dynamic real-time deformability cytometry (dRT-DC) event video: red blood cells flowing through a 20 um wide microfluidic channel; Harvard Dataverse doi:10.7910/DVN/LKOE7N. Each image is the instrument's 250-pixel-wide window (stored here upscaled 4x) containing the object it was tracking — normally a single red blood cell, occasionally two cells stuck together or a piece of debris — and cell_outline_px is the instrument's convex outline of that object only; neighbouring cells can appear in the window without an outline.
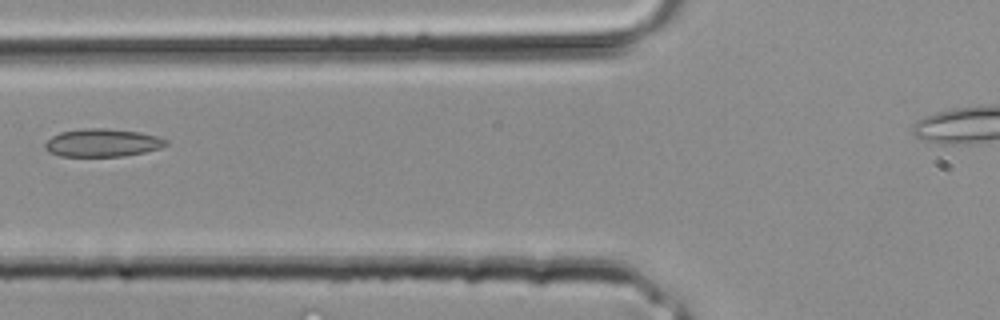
{"species": "common noctule bat (a hibernating species)", "species_latin": "Nyctalus noctula", "temperature_condition": "room temperature", "stored_images_in_passage": 24, "camera_frame_rate_fps": 3000, "um_per_image_px": 0.085, "animal": {"sex": "male", "body_mass_g": 20.4}, "frame": {"image": 1, "passage_image": 6, "time_ms": 1.667, "image_size_px": [1000, 320], "cell_outline_px": [[168, 144], [160, 148], [144, 152], [124, 156], [60, 156], [48, 152], [44, 148], [44, 144], [52, 136], [60, 132], [88, 128], [104, 128], [140, 132], [156, 136], [168, 140]], "centroid_in_image_um": [8.7, 12.14], "position_along_channel_um": 117.1, "area_um2": 19.65}}
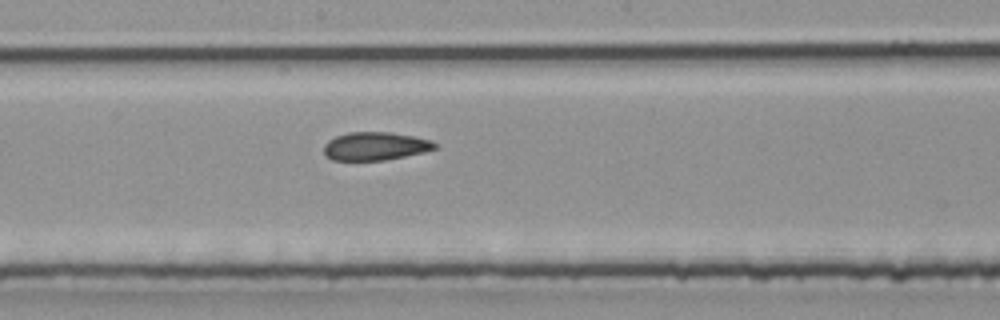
{"frame": {"image": 2, "passage_image": 11, "time_ms": 3.333, "image_size_px": [1000, 320], "cell_outline_px": [[436, 148], [424, 152], [384, 160], [332, 160], [324, 156], [324, 144], [328, 140], [336, 136], [348, 132], [392, 132], [432, 140], [436, 144]], "centroid_in_image_um": [31.86, 12.42], "position_along_channel_um": 216.3, "area_um2": 18.26}}
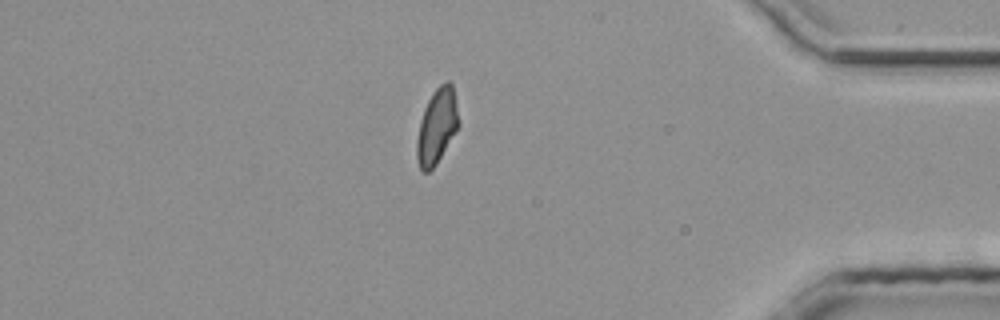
{"frame": {"image": 3, "passage_image": 22, "time_ms": 7.0, "image_size_px": [1000, 320], "cell_outline_px": [[460, 124], [436, 164], [428, 172], [424, 172], [420, 168], [416, 156], [416, 140], [420, 120], [424, 108], [432, 92], [440, 84], [448, 80], [452, 84]], "centroid_in_image_um": [37.12, 10.72], "position_along_channel_um": 398.1, "area_um2": 18.21}}